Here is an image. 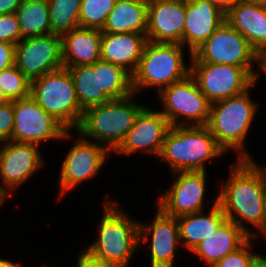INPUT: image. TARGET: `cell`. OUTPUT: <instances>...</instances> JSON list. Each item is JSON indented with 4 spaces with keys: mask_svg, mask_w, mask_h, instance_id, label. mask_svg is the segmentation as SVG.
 Returning <instances> with one entry per match:
<instances>
[{
    "mask_svg": "<svg viewBox=\"0 0 266 267\" xmlns=\"http://www.w3.org/2000/svg\"><path fill=\"white\" fill-rule=\"evenodd\" d=\"M177 175L168 191L159 196L158 207L178 218L203 211L206 171L174 172Z\"/></svg>",
    "mask_w": 266,
    "mask_h": 267,
    "instance_id": "obj_14",
    "label": "cell"
},
{
    "mask_svg": "<svg viewBox=\"0 0 266 267\" xmlns=\"http://www.w3.org/2000/svg\"><path fill=\"white\" fill-rule=\"evenodd\" d=\"M14 124L10 141L41 145L50 139H70V131L30 96L13 100Z\"/></svg>",
    "mask_w": 266,
    "mask_h": 267,
    "instance_id": "obj_10",
    "label": "cell"
},
{
    "mask_svg": "<svg viewBox=\"0 0 266 267\" xmlns=\"http://www.w3.org/2000/svg\"><path fill=\"white\" fill-rule=\"evenodd\" d=\"M188 125L170 126L165 135L159 157L167 161L172 173L205 171L207 161L226 153L206 126Z\"/></svg>",
    "mask_w": 266,
    "mask_h": 267,
    "instance_id": "obj_2",
    "label": "cell"
},
{
    "mask_svg": "<svg viewBox=\"0 0 266 267\" xmlns=\"http://www.w3.org/2000/svg\"><path fill=\"white\" fill-rule=\"evenodd\" d=\"M259 68L264 74H266V52L259 55Z\"/></svg>",
    "mask_w": 266,
    "mask_h": 267,
    "instance_id": "obj_41",
    "label": "cell"
},
{
    "mask_svg": "<svg viewBox=\"0 0 266 267\" xmlns=\"http://www.w3.org/2000/svg\"><path fill=\"white\" fill-rule=\"evenodd\" d=\"M0 267H23L22 264H15L9 259H2L0 257Z\"/></svg>",
    "mask_w": 266,
    "mask_h": 267,
    "instance_id": "obj_42",
    "label": "cell"
},
{
    "mask_svg": "<svg viewBox=\"0 0 266 267\" xmlns=\"http://www.w3.org/2000/svg\"><path fill=\"white\" fill-rule=\"evenodd\" d=\"M15 65V45L0 42V72Z\"/></svg>",
    "mask_w": 266,
    "mask_h": 267,
    "instance_id": "obj_35",
    "label": "cell"
},
{
    "mask_svg": "<svg viewBox=\"0 0 266 267\" xmlns=\"http://www.w3.org/2000/svg\"><path fill=\"white\" fill-rule=\"evenodd\" d=\"M98 71L99 86L111 99H121L133 94L132 75L124 68L99 59L94 63Z\"/></svg>",
    "mask_w": 266,
    "mask_h": 267,
    "instance_id": "obj_28",
    "label": "cell"
},
{
    "mask_svg": "<svg viewBox=\"0 0 266 267\" xmlns=\"http://www.w3.org/2000/svg\"><path fill=\"white\" fill-rule=\"evenodd\" d=\"M77 260V267H118L114 264L107 263L103 260L97 259L90 255L87 251H83L79 254Z\"/></svg>",
    "mask_w": 266,
    "mask_h": 267,
    "instance_id": "obj_36",
    "label": "cell"
},
{
    "mask_svg": "<svg viewBox=\"0 0 266 267\" xmlns=\"http://www.w3.org/2000/svg\"><path fill=\"white\" fill-rule=\"evenodd\" d=\"M21 39L18 19L15 13L0 15V42L16 45Z\"/></svg>",
    "mask_w": 266,
    "mask_h": 267,
    "instance_id": "obj_33",
    "label": "cell"
},
{
    "mask_svg": "<svg viewBox=\"0 0 266 267\" xmlns=\"http://www.w3.org/2000/svg\"><path fill=\"white\" fill-rule=\"evenodd\" d=\"M102 32L76 28L61 36L63 67L94 64L100 59Z\"/></svg>",
    "mask_w": 266,
    "mask_h": 267,
    "instance_id": "obj_22",
    "label": "cell"
},
{
    "mask_svg": "<svg viewBox=\"0 0 266 267\" xmlns=\"http://www.w3.org/2000/svg\"><path fill=\"white\" fill-rule=\"evenodd\" d=\"M131 94L121 99H111L83 111L76 130L83 138H90L114 151L134 126L136 117L145 107L133 102ZM100 142V143H99ZM106 143V144H104Z\"/></svg>",
    "mask_w": 266,
    "mask_h": 267,
    "instance_id": "obj_4",
    "label": "cell"
},
{
    "mask_svg": "<svg viewBox=\"0 0 266 267\" xmlns=\"http://www.w3.org/2000/svg\"><path fill=\"white\" fill-rule=\"evenodd\" d=\"M108 201L104 200L98 238L85 251L107 263L128 267L131 257L139 248V221L118 208L116 201Z\"/></svg>",
    "mask_w": 266,
    "mask_h": 267,
    "instance_id": "obj_3",
    "label": "cell"
},
{
    "mask_svg": "<svg viewBox=\"0 0 266 267\" xmlns=\"http://www.w3.org/2000/svg\"><path fill=\"white\" fill-rule=\"evenodd\" d=\"M43 165L39 146L5 141L0 153V179L4 186L0 185V188L12 195L13 190L31 178Z\"/></svg>",
    "mask_w": 266,
    "mask_h": 267,
    "instance_id": "obj_15",
    "label": "cell"
},
{
    "mask_svg": "<svg viewBox=\"0 0 266 267\" xmlns=\"http://www.w3.org/2000/svg\"><path fill=\"white\" fill-rule=\"evenodd\" d=\"M246 3L253 4L256 6H261L266 8V0H242Z\"/></svg>",
    "mask_w": 266,
    "mask_h": 267,
    "instance_id": "obj_43",
    "label": "cell"
},
{
    "mask_svg": "<svg viewBox=\"0 0 266 267\" xmlns=\"http://www.w3.org/2000/svg\"><path fill=\"white\" fill-rule=\"evenodd\" d=\"M10 100L5 96L2 88L0 87V104L9 102Z\"/></svg>",
    "mask_w": 266,
    "mask_h": 267,
    "instance_id": "obj_45",
    "label": "cell"
},
{
    "mask_svg": "<svg viewBox=\"0 0 266 267\" xmlns=\"http://www.w3.org/2000/svg\"><path fill=\"white\" fill-rule=\"evenodd\" d=\"M249 235L231 220L226 219L216 231L199 243L192 251L213 267L226 255L241 247Z\"/></svg>",
    "mask_w": 266,
    "mask_h": 267,
    "instance_id": "obj_23",
    "label": "cell"
},
{
    "mask_svg": "<svg viewBox=\"0 0 266 267\" xmlns=\"http://www.w3.org/2000/svg\"><path fill=\"white\" fill-rule=\"evenodd\" d=\"M234 97L211 103L206 127L217 143L227 152L239 151L238 159H252L244 150L245 138L256 115L257 105L249 90Z\"/></svg>",
    "mask_w": 266,
    "mask_h": 267,
    "instance_id": "obj_5",
    "label": "cell"
},
{
    "mask_svg": "<svg viewBox=\"0 0 266 267\" xmlns=\"http://www.w3.org/2000/svg\"><path fill=\"white\" fill-rule=\"evenodd\" d=\"M30 97L69 131L78 127L83 110L68 68L62 67L31 80Z\"/></svg>",
    "mask_w": 266,
    "mask_h": 267,
    "instance_id": "obj_7",
    "label": "cell"
},
{
    "mask_svg": "<svg viewBox=\"0 0 266 267\" xmlns=\"http://www.w3.org/2000/svg\"><path fill=\"white\" fill-rule=\"evenodd\" d=\"M169 128L170 124L161 112L144 107L132 129L113 152L130 156L138 150H144V153L159 157Z\"/></svg>",
    "mask_w": 266,
    "mask_h": 267,
    "instance_id": "obj_16",
    "label": "cell"
},
{
    "mask_svg": "<svg viewBox=\"0 0 266 267\" xmlns=\"http://www.w3.org/2000/svg\"><path fill=\"white\" fill-rule=\"evenodd\" d=\"M147 17L148 0H117L101 32L146 34Z\"/></svg>",
    "mask_w": 266,
    "mask_h": 267,
    "instance_id": "obj_25",
    "label": "cell"
},
{
    "mask_svg": "<svg viewBox=\"0 0 266 267\" xmlns=\"http://www.w3.org/2000/svg\"><path fill=\"white\" fill-rule=\"evenodd\" d=\"M68 70L83 111L111 100L99 86L98 71H94V64L70 67Z\"/></svg>",
    "mask_w": 266,
    "mask_h": 267,
    "instance_id": "obj_26",
    "label": "cell"
},
{
    "mask_svg": "<svg viewBox=\"0 0 266 267\" xmlns=\"http://www.w3.org/2000/svg\"><path fill=\"white\" fill-rule=\"evenodd\" d=\"M208 215L203 211L184 215L177 218L180 234V245L193 251L195 247L210 236L227 219L220 204L218 196Z\"/></svg>",
    "mask_w": 266,
    "mask_h": 267,
    "instance_id": "obj_24",
    "label": "cell"
},
{
    "mask_svg": "<svg viewBox=\"0 0 266 267\" xmlns=\"http://www.w3.org/2000/svg\"><path fill=\"white\" fill-rule=\"evenodd\" d=\"M8 196H11L8 192L2 190L0 188V207L2 206L1 204H3V202L5 201V199L8 197Z\"/></svg>",
    "mask_w": 266,
    "mask_h": 267,
    "instance_id": "obj_44",
    "label": "cell"
},
{
    "mask_svg": "<svg viewBox=\"0 0 266 267\" xmlns=\"http://www.w3.org/2000/svg\"><path fill=\"white\" fill-rule=\"evenodd\" d=\"M146 42V34L102 32L100 59L118 65L132 75Z\"/></svg>",
    "mask_w": 266,
    "mask_h": 267,
    "instance_id": "obj_21",
    "label": "cell"
},
{
    "mask_svg": "<svg viewBox=\"0 0 266 267\" xmlns=\"http://www.w3.org/2000/svg\"><path fill=\"white\" fill-rule=\"evenodd\" d=\"M15 14L22 38L51 33L47 0H23Z\"/></svg>",
    "mask_w": 266,
    "mask_h": 267,
    "instance_id": "obj_27",
    "label": "cell"
},
{
    "mask_svg": "<svg viewBox=\"0 0 266 267\" xmlns=\"http://www.w3.org/2000/svg\"><path fill=\"white\" fill-rule=\"evenodd\" d=\"M23 0H0V15L15 13Z\"/></svg>",
    "mask_w": 266,
    "mask_h": 267,
    "instance_id": "obj_37",
    "label": "cell"
},
{
    "mask_svg": "<svg viewBox=\"0 0 266 267\" xmlns=\"http://www.w3.org/2000/svg\"><path fill=\"white\" fill-rule=\"evenodd\" d=\"M191 63L225 64L242 67L256 82L260 73L253 63L259 62V54L248 40L224 21L214 33L190 56Z\"/></svg>",
    "mask_w": 266,
    "mask_h": 267,
    "instance_id": "obj_8",
    "label": "cell"
},
{
    "mask_svg": "<svg viewBox=\"0 0 266 267\" xmlns=\"http://www.w3.org/2000/svg\"><path fill=\"white\" fill-rule=\"evenodd\" d=\"M252 239H248L241 247L219 260L213 267H250L255 253H252Z\"/></svg>",
    "mask_w": 266,
    "mask_h": 267,
    "instance_id": "obj_32",
    "label": "cell"
},
{
    "mask_svg": "<svg viewBox=\"0 0 266 267\" xmlns=\"http://www.w3.org/2000/svg\"><path fill=\"white\" fill-rule=\"evenodd\" d=\"M250 267H266V257L259 254L255 255Z\"/></svg>",
    "mask_w": 266,
    "mask_h": 267,
    "instance_id": "obj_39",
    "label": "cell"
},
{
    "mask_svg": "<svg viewBox=\"0 0 266 267\" xmlns=\"http://www.w3.org/2000/svg\"><path fill=\"white\" fill-rule=\"evenodd\" d=\"M214 6L219 8L223 13H227L232 5L238 0H209Z\"/></svg>",
    "mask_w": 266,
    "mask_h": 267,
    "instance_id": "obj_38",
    "label": "cell"
},
{
    "mask_svg": "<svg viewBox=\"0 0 266 267\" xmlns=\"http://www.w3.org/2000/svg\"><path fill=\"white\" fill-rule=\"evenodd\" d=\"M14 124L13 101L0 104V141H9Z\"/></svg>",
    "mask_w": 266,
    "mask_h": 267,
    "instance_id": "obj_34",
    "label": "cell"
},
{
    "mask_svg": "<svg viewBox=\"0 0 266 267\" xmlns=\"http://www.w3.org/2000/svg\"><path fill=\"white\" fill-rule=\"evenodd\" d=\"M190 75L211 103L242 94L256 83L242 67L225 64L190 63Z\"/></svg>",
    "mask_w": 266,
    "mask_h": 267,
    "instance_id": "obj_11",
    "label": "cell"
},
{
    "mask_svg": "<svg viewBox=\"0 0 266 267\" xmlns=\"http://www.w3.org/2000/svg\"><path fill=\"white\" fill-rule=\"evenodd\" d=\"M109 149L105 145L93 143L92 140L80 138L62 161L59 188L60 197L79 185L84 180L93 178L99 172L110 156Z\"/></svg>",
    "mask_w": 266,
    "mask_h": 267,
    "instance_id": "obj_13",
    "label": "cell"
},
{
    "mask_svg": "<svg viewBox=\"0 0 266 267\" xmlns=\"http://www.w3.org/2000/svg\"><path fill=\"white\" fill-rule=\"evenodd\" d=\"M0 87L10 101L25 99L30 96L31 81L13 65L0 72Z\"/></svg>",
    "mask_w": 266,
    "mask_h": 267,
    "instance_id": "obj_31",
    "label": "cell"
},
{
    "mask_svg": "<svg viewBox=\"0 0 266 267\" xmlns=\"http://www.w3.org/2000/svg\"><path fill=\"white\" fill-rule=\"evenodd\" d=\"M183 47L179 43L147 41L137 69L132 74L133 92L141 89L164 88L185 79L190 74V66L184 62Z\"/></svg>",
    "mask_w": 266,
    "mask_h": 267,
    "instance_id": "obj_6",
    "label": "cell"
},
{
    "mask_svg": "<svg viewBox=\"0 0 266 267\" xmlns=\"http://www.w3.org/2000/svg\"><path fill=\"white\" fill-rule=\"evenodd\" d=\"M224 21L225 13L209 0L186 1L182 46H189L191 56Z\"/></svg>",
    "mask_w": 266,
    "mask_h": 267,
    "instance_id": "obj_19",
    "label": "cell"
},
{
    "mask_svg": "<svg viewBox=\"0 0 266 267\" xmlns=\"http://www.w3.org/2000/svg\"><path fill=\"white\" fill-rule=\"evenodd\" d=\"M257 229L260 230V233L266 237V202H265L264 209H263V216Z\"/></svg>",
    "mask_w": 266,
    "mask_h": 267,
    "instance_id": "obj_40",
    "label": "cell"
},
{
    "mask_svg": "<svg viewBox=\"0 0 266 267\" xmlns=\"http://www.w3.org/2000/svg\"><path fill=\"white\" fill-rule=\"evenodd\" d=\"M186 1L148 0L147 41L182 45Z\"/></svg>",
    "mask_w": 266,
    "mask_h": 267,
    "instance_id": "obj_18",
    "label": "cell"
},
{
    "mask_svg": "<svg viewBox=\"0 0 266 267\" xmlns=\"http://www.w3.org/2000/svg\"><path fill=\"white\" fill-rule=\"evenodd\" d=\"M237 160L230 168V178L221 186L218 203L228 220L255 239L257 234L242 222L255 228L261 222L266 202V172L253 159Z\"/></svg>",
    "mask_w": 266,
    "mask_h": 267,
    "instance_id": "obj_1",
    "label": "cell"
},
{
    "mask_svg": "<svg viewBox=\"0 0 266 267\" xmlns=\"http://www.w3.org/2000/svg\"><path fill=\"white\" fill-rule=\"evenodd\" d=\"M117 0H82L79 24L81 28L102 30Z\"/></svg>",
    "mask_w": 266,
    "mask_h": 267,
    "instance_id": "obj_30",
    "label": "cell"
},
{
    "mask_svg": "<svg viewBox=\"0 0 266 267\" xmlns=\"http://www.w3.org/2000/svg\"><path fill=\"white\" fill-rule=\"evenodd\" d=\"M15 66L30 81L62 68L61 36L50 33L21 39L15 45Z\"/></svg>",
    "mask_w": 266,
    "mask_h": 267,
    "instance_id": "obj_12",
    "label": "cell"
},
{
    "mask_svg": "<svg viewBox=\"0 0 266 267\" xmlns=\"http://www.w3.org/2000/svg\"><path fill=\"white\" fill-rule=\"evenodd\" d=\"M225 21L238 30L260 55L266 52V8L238 0L225 14Z\"/></svg>",
    "mask_w": 266,
    "mask_h": 267,
    "instance_id": "obj_20",
    "label": "cell"
},
{
    "mask_svg": "<svg viewBox=\"0 0 266 267\" xmlns=\"http://www.w3.org/2000/svg\"><path fill=\"white\" fill-rule=\"evenodd\" d=\"M52 34L62 36L80 27L79 13L82 0H47Z\"/></svg>",
    "mask_w": 266,
    "mask_h": 267,
    "instance_id": "obj_29",
    "label": "cell"
},
{
    "mask_svg": "<svg viewBox=\"0 0 266 267\" xmlns=\"http://www.w3.org/2000/svg\"><path fill=\"white\" fill-rule=\"evenodd\" d=\"M158 96L164 107L160 112L167 118L170 126H186L187 121H192V126L207 125L211 102L190 74L185 79L164 88ZM182 116L185 119L181 121L178 118Z\"/></svg>",
    "mask_w": 266,
    "mask_h": 267,
    "instance_id": "obj_9",
    "label": "cell"
},
{
    "mask_svg": "<svg viewBox=\"0 0 266 267\" xmlns=\"http://www.w3.org/2000/svg\"><path fill=\"white\" fill-rule=\"evenodd\" d=\"M150 226L139 222V247L151 238L150 266L174 267L175 250L180 234L177 218L165 214L159 207ZM150 236V237H149Z\"/></svg>",
    "mask_w": 266,
    "mask_h": 267,
    "instance_id": "obj_17",
    "label": "cell"
}]
</instances>
